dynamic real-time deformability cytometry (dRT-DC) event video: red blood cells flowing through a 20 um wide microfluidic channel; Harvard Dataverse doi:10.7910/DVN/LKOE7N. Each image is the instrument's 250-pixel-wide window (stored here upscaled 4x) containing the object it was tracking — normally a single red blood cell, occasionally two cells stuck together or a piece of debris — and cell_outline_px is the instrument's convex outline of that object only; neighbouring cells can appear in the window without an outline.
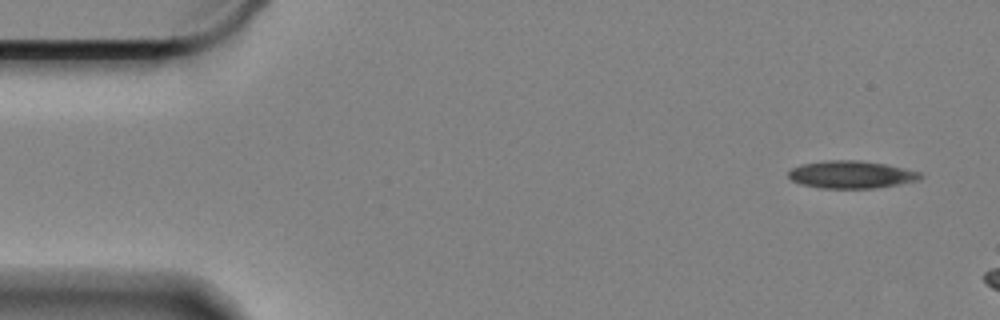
{"species": "Egyptian fruit bat (a non-hibernating species)", "species_latin": "Rousettus aegyptiacus", "temperature_condition": "cold", "stored_images_in_passage": 7, "camera_frame_rate_fps": 3000, "um_per_image_px": 0.085, "animal": {"sex": "female"}, "frame": {"image": 1, "passage_image": 1, "time_ms": 0.0, "image_size_px": [1000, 320], "cell_outline_px": [[924, 176], [920, 180], [900, 184], [872, 188], [820, 188], [800, 184], [792, 180], [788, 176], [788, 172], [792, 168], [800, 164], [828, 160], [860, 160], [884, 164], [920, 172]], "centroid_in_image_um": [72.35, 14.84], "position_along_channel_um": 12.7, "area_um2": 21.15}}